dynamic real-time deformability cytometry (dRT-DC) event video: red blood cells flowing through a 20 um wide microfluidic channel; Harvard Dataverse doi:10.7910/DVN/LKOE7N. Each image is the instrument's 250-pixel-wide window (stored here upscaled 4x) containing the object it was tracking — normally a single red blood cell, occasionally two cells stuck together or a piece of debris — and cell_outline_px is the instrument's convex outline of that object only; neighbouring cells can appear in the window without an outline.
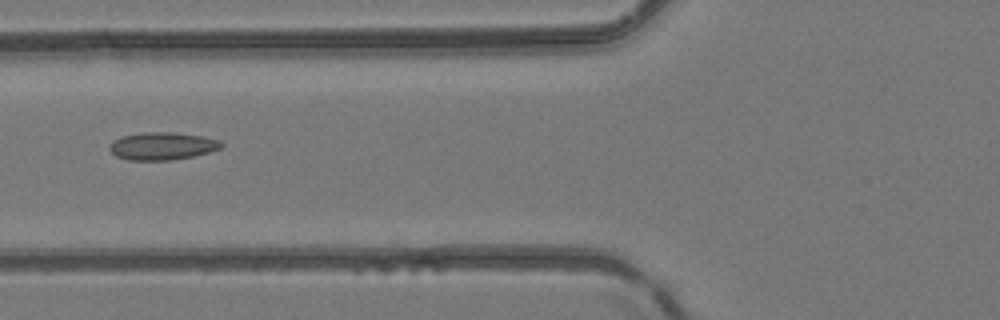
{"species": "common noctule bat (a hibernating species)", "species_latin": "Nyctalus noctula", "temperature_condition": "room temperature", "stored_images_in_passage": 4, "camera_frame_rate_fps": 3000, "um_per_image_px": 0.085, "animal": {"sex": "female", "body_mass_g": 24.6, "forearm_length_mm": 56.2}, "frame": {"image": 1, "passage_image": 3, "time_ms": 2.333, "image_size_px": [1000, 320], "cell_outline_px": [[224, 144], [220, 148], [208, 152], [192, 156], [172, 160], [128, 160], [116, 156], [108, 148], [108, 144], [112, 140], [124, 136], [144, 132], [172, 132], [204, 136], [220, 140]], "centroid_in_image_um": [13.78, 12.41], "position_along_channel_um": 112.0, "area_um2": 18.03}}
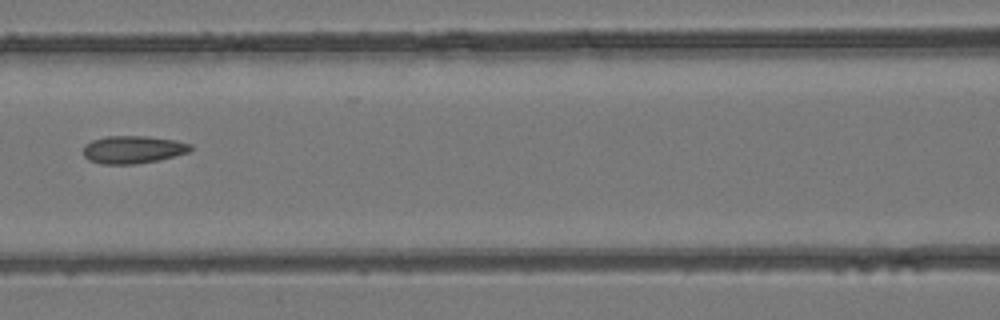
{"frame": {"image": 2, "passage_image": 4, "time_ms": 3.333, "image_size_px": [1000, 320], "cell_outline_px": [[192, 148], [188, 152], [156, 160], [136, 164], [100, 164], [88, 160], [84, 156], [84, 144], [92, 140], [104, 136], [148, 136], [176, 140], [192, 144]], "centroid_in_image_um": [11.27, 12.7], "position_along_channel_um": 155.3, "area_um2": 17.34}}